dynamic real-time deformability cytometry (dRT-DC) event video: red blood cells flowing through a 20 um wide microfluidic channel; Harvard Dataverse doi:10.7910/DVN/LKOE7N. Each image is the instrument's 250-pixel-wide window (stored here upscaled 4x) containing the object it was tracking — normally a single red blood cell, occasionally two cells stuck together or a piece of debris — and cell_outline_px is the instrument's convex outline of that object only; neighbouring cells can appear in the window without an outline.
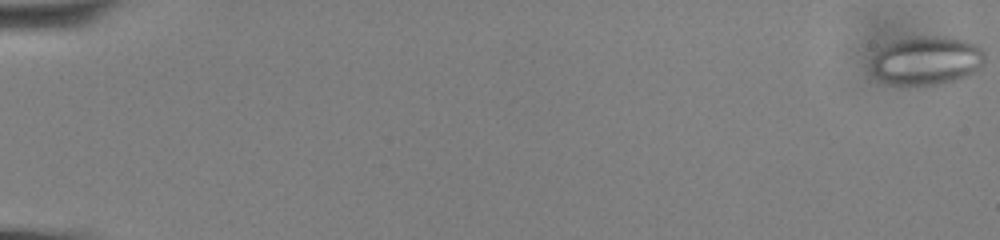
{"species": "common noctule bat (a hibernating species)", "species_latin": "Nyctalus noctula", "temperature_condition": "cold", "stored_images_in_passage": 59, "camera_frame_rate_fps": 3000, "um_per_image_px": 0.085, "animal": {"sex": "male", "body_mass_g": 13.0, "forearm_length_mm": 53.1}, "frame": {"image": 1, "passage_image": 1, "time_ms": 0.0, "image_size_px": [1000, 240], "cell_outline_px": [[984, 60], [980, 68], [976, 72], [968, 76], [956, 80], [936, 84], [888, 84], [880, 80], [872, 72], [872, 60], [876, 52], [884, 44], [896, 40], [916, 36], [948, 36], [964, 40], [976, 44], [984, 52]], "centroid_in_image_um": [78.76, 5.13], "position_along_channel_um": 6.2, "area_um2": 32.37}}
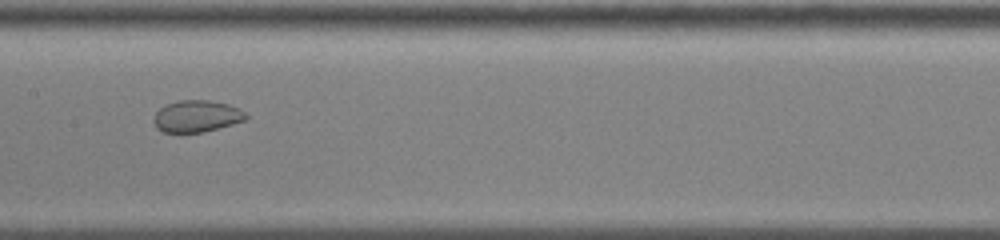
{"frame": {"image": 2, "passage_image": 32, "time_ms": 10.333, "image_size_px": [1000, 240], "cell_outline_px": [[248, 116], [244, 120], [232, 124], [204, 132], [164, 132], [156, 128], [152, 120], [156, 112], [160, 108], [168, 104], [180, 100], [208, 100], [228, 104], [244, 112]], "centroid_in_image_um": [16.68, 9.88], "position_along_channel_um": 190.7, "area_um2": 16.88}}
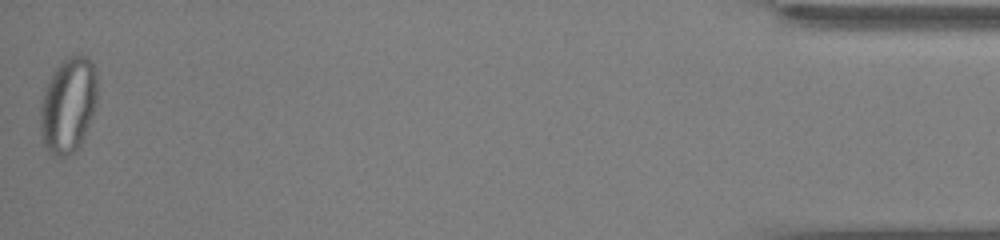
{"frame": {"image": 3, "passage_image": 59, "time_ms": 19.333, "image_size_px": [1000, 240], "cell_outline_px": [[96, 104], [84, 136], [80, 144], [68, 156], [60, 156], [48, 152], [44, 148], [40, 132], [40, 108], [44, 92], [56, 68], [68, 56], [76, 52], [88, 56], [96, 72]], "centroid_in_image_um": [5.79, 8.92], "position_along_channel_um": 429.4, "area_um2": 31.5}}